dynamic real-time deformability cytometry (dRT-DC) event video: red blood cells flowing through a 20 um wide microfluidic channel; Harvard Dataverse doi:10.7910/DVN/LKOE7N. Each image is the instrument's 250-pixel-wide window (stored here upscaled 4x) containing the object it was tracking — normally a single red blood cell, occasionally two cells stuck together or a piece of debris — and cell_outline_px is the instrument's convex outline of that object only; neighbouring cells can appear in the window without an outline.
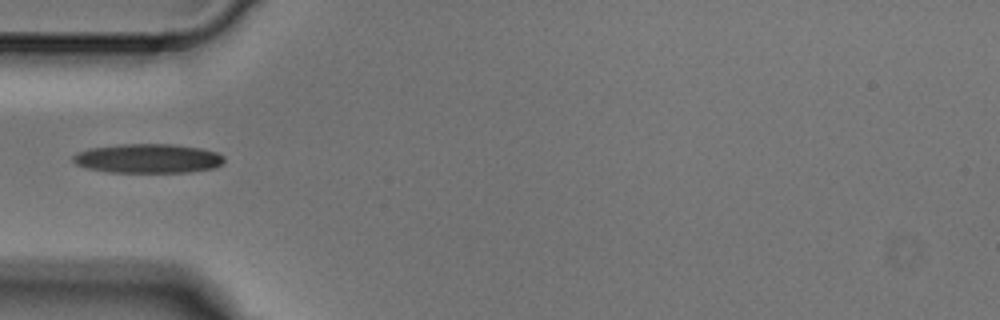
{"species": "Egyptian fruit bat (a non-hibernating species)", "species_latin": "Rousettus aegyptiacus", "temperature_condition": "cold", "stored_images_in_passage": 4, "camera_frame_rate_fps": 3000, "um_per_image_px": 0.085, "animal": {"sex": "male"}, "frame": {"image": 1, "passage_image": 3, "time_ms": 0.667, "image_size_px": [1000, 320], "cell_outline_px": [[224, 164], [212, 168], [188, 172], [108, 172], [88, 168], [76, 164], [72, 160], [72, 156], [76, 152], [88, 148], [120, 144], [176, 144], [200, 148], [216, 152], [224, 156]], "centroid_in_image_um": [12.56, 13.46], "position_along_channel_um": 72.4, "area_um2": 25.89}}
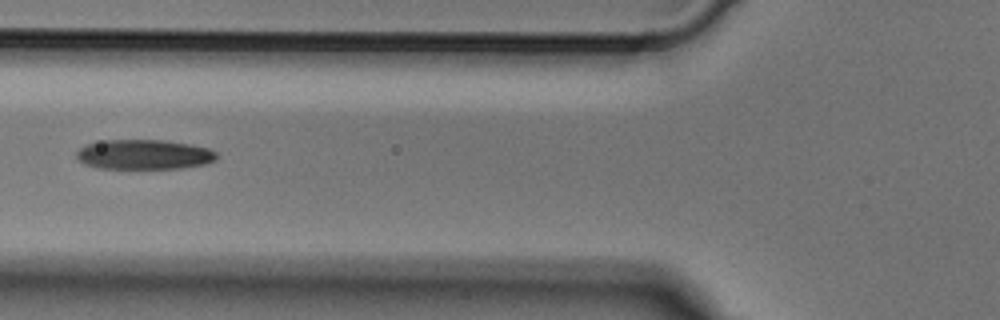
{"frame": {"image": 2, "passage_image": 4, "time_ms": 1.0, "image_size_px": [1000, 320], "cell_outline_px": [[216, 160], [204, 164], [184, 168], [96, 168], [84, 164], [76, 160], [76, 152], [84, 144], [104, 140], [164, 140], [188, 144], [208, 148], [216, 152]], "centroid_in_image_um": [12.19, 13.13], "position_along_channel_um": 113.6, "area_um2": 24.45}}